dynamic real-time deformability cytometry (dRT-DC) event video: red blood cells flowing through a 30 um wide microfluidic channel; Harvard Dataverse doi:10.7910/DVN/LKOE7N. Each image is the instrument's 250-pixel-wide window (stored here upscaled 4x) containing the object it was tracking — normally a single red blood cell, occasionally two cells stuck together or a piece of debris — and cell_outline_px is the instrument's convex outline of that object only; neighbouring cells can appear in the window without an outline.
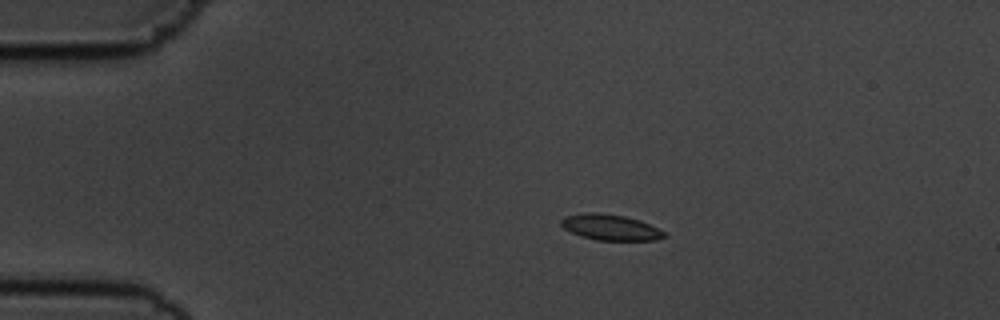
{"species": "common noctule bat (a hibernating species)", "species_latin": "Nyctalus noctula", "temperature_condition": "cold", "stored_images_in_passage": 45, "camera_frame_rate_fps": 3000, "um_per_image_px": 0.085, "animal": {"sex": "male", "body_mass_g": 19.5, "forearm_length_mm": 54.6}, "frame": {"image": 1, "passage_image": 1, "time_ms": 0.0, "image_size_px": [1000, 320], "cell_outline_px": [[668, 236], [656, 240], [596, 240], [580, 236], [564, 228], [560, 224], [560, 220], [564, 216], [584, 212], [600, 212], [624, 216], [640, 220], [664, 232]], "centroid_in_image_um": [51.85, 19.31], "position_along_channel_um": 33.2, "area_um2": 15.55}}
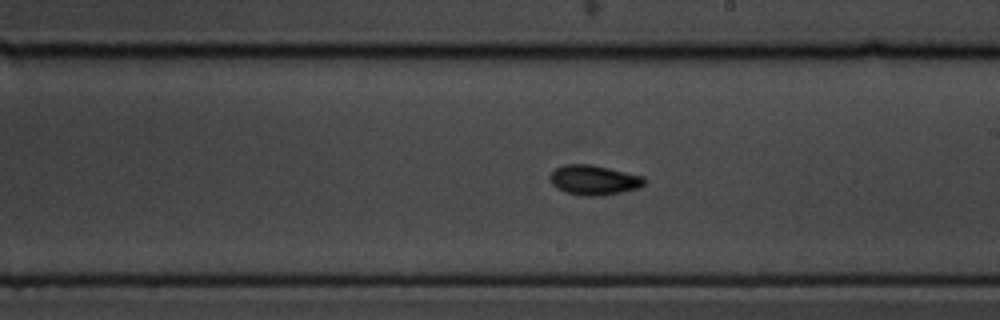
{"frame": {"image": 2, "passage_image": 22, "time_ms": 7.0, "image_size_px": [1000, 320], "cell_outline_px": [[644, 184], [640, 188], [600, 196], [580, 196], [564, 192], [556, 188], [552, 184], [548, 176], [556, 168], [564, 164], [592, 164], [644, 176]], "centroid_in_image_um": [50.45, 15.3], "position_along_channel_um": 238.5, "area_um2": 16.59}}
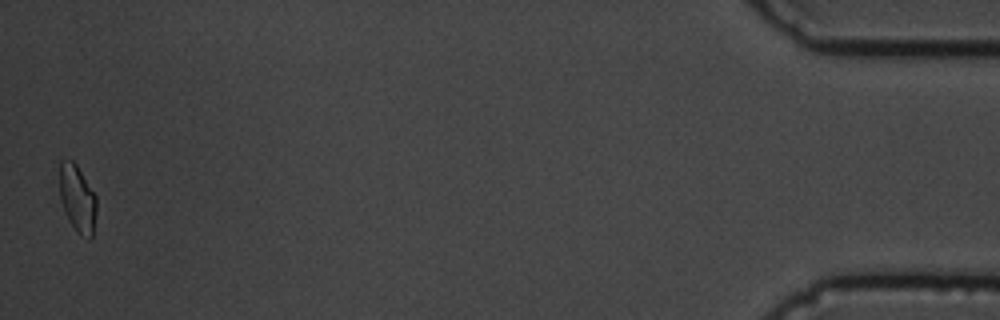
{"frame": {"image": 3, "passage_image": 45, "time_ms": 14.667, "image_size_px": [1000, 320], "cell_outline_px": [[96, 212], [92, 236], [88, 240], [80, 236], [76, 232], [68, 220], [60, 200], [60, 160], [72, 160], [76, 164], [96, 196]], "centroid_in_image_um": [6.58, 16.92], "position_along_channel_um": 428.6, "area_um2": 14.51}, "authors_computed_cell_mechanics": {"area_um2": 15.4326, "velocity_mm_per_s": 3.6189, "shape_relaxation_time_tau1_ms": 2.7978, "shape_relaxation_time_tau2_ms": null, "deformation_change_tau1": 0.0938, "deformation_change_tau2": null}}